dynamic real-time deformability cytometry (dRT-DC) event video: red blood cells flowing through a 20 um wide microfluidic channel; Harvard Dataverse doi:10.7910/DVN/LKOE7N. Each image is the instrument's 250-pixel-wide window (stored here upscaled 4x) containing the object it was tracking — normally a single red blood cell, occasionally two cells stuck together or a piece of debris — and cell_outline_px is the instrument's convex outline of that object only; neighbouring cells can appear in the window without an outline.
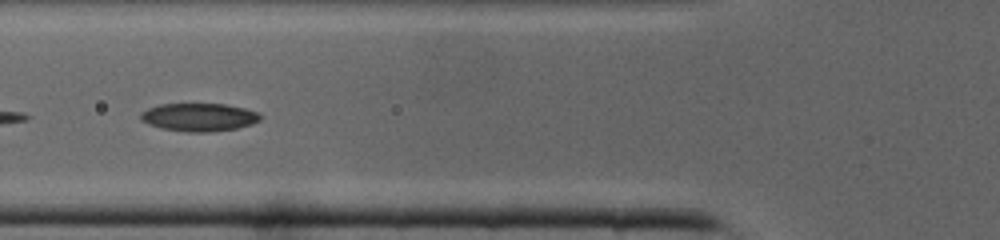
{"species": "common noctule bat (a hibernating species)", "species_latin": "Nyctalus noctula", "temperature_condition": "cold", "stored_images_in_passage": 36, "camera_frame_rate_fps": 3000, "um_per_image_px": 0.085, "animal": {"sex": "male", "body_mass_g": 19.0, "forearm_length_mm": 50.8}, "frame": {"image": 1, "passage_image": 13, "time_ms": 4.0, "image_size_px": [1000, 240], "cell_outline_px": [[260, 120], [252, 124], [236, 128], [212, 132], [188, 132], [160, 128], [148, 124], [140, 120], [140, 112], [148, 108], [160, 104], [224, 104], [244, 108], [260, 112]], "centroid_in_image_um": [16.9, 9.96], "position_along_channel_um": 108.9, "area_um2": 19.65}}
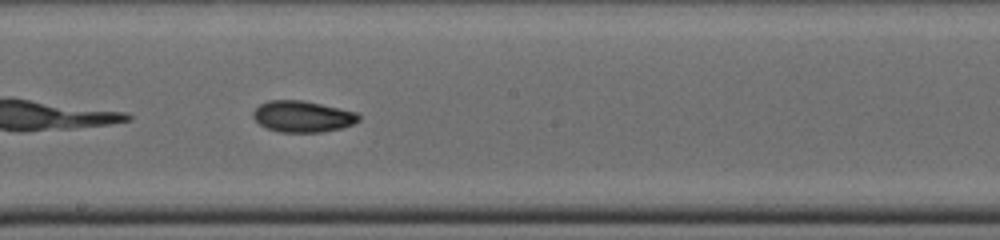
{"frame": {"image": 2, "passage_image": 20, "time_ms": 6.333, "image_size_px": [1000, 240], "cell_outline_px": [[360, 120], [352, 124], [340, 128], [320, 132], [280, 132], [268, 128], [260, 124], [252, 116], [252, 112], [260, 104], [268, 100], [304, 100], [356, 112], [360, 116]], "centroid_in_image_um": [25.7, 9.89], "position_along_channel_um": 222.5, "area_um2": 19.13}}
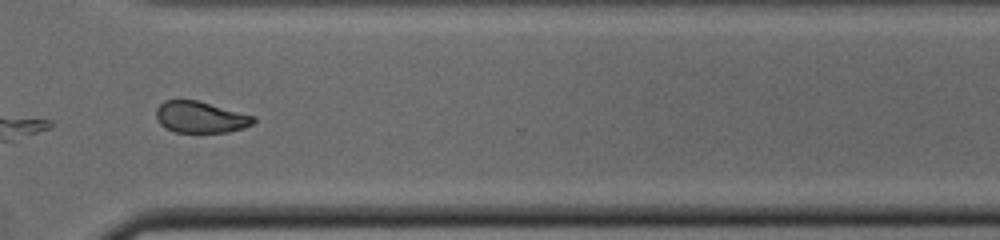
{"frame": {"image": 3, "passage_image": 28, "time_ms": 9.0, "image_size_px": [1000, 240], "cell_outline_px": [[256, 120], [252, 124], [244, 128], [228, 132], [176, 132], [160, 124], [156, 120], [156, 108], [164, 100], [196, 100], [256, 116]], "centroid_in_image_um": [17.05, 9.95], "position_along_channel_um": 353.6, "area_um2": 17.8}}